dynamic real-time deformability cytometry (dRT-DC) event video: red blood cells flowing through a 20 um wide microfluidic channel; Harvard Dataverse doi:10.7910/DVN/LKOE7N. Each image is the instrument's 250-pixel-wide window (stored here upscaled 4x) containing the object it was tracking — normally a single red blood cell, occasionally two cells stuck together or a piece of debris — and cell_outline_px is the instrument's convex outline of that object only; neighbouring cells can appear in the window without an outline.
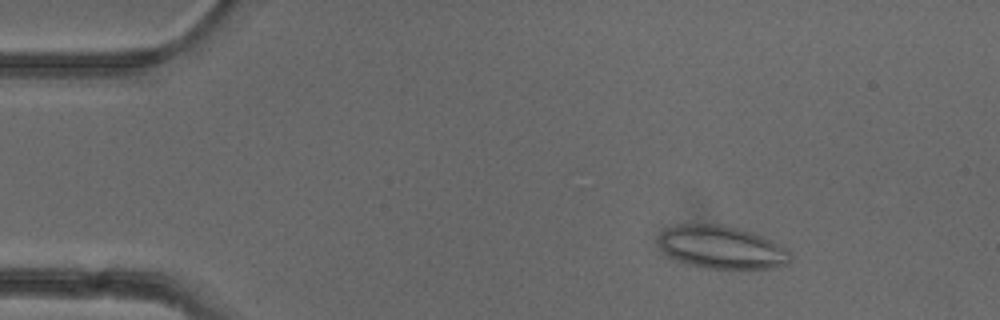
{"species": "common noctule bat (a hibernating species)", "species_latin": "Nyctalus noctula", "temperature_condition": "cold", "stored_images_in_passage": 52, "camera_frame_rate_fps": 3000, "um_per_image_px": 0.085, "animal": {"sex": "female"}, "frame": {"image": 1, "passage_image": 7, "time_ms": 2.0, "image_size_px": [1000, 320], "cell_outline_px": [[792, 260], [788, 264], [776, 268], [708, 268], [692, 264], [680, 260], [664, 252], [660, 244], [660, 236], [668, 228], [676, 224], [724, 224], [740, 228], [752, 232], [784, 248], [792, 256]], "centroid_in_image_um": [61.38, 21.01], "position_along_channel_um": 23.6, "area_um2": 32.25}}
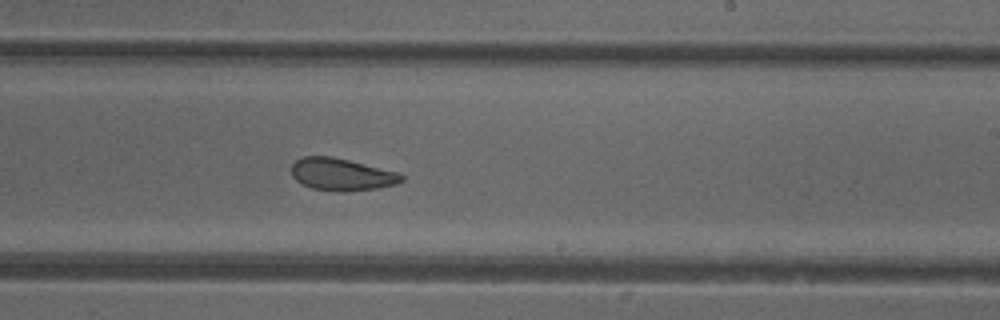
{"frame": {"image": 2, "passage_image": 31, "time_ms": 10.0, "image_size_px": [1000, 320], "cell_outline_px": [[404, 180], [396, 184], [376, 188], [340, 192], [312, 188], [296, 180], [292, 176], [292, 164], [296, 160], [304, 156], [332, 156], [400, 172], [404, 176]], "centroid_in_image_um": [29.06, 14.82], "position_along_channel_um": 259.9, "area_um2": 20.69}}
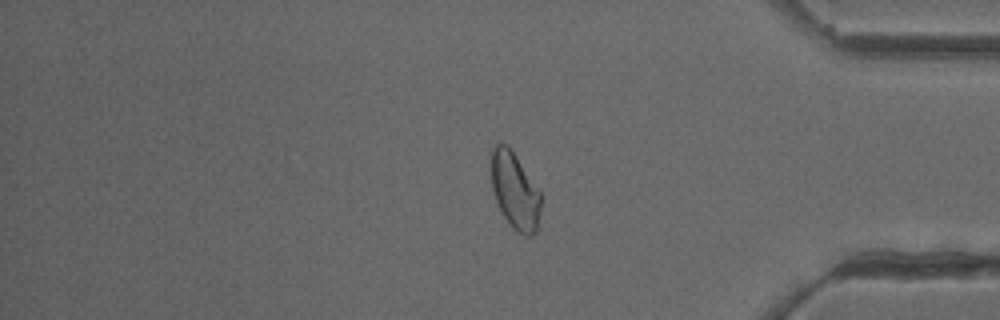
{"frame": {"image": 3, "passage_image": 43, "time_ms": 14.0, "image_size_px": [1000, 320], "cell_outline_px": [[540, 212], [536, 232], [532, 236], [524, 236], [512, 228], [504, 216], [496, 200], [492, 188], [492, 144], [500, 140], [512, 152], [540, 192]], "centroid_in_image_um": [43.75, 16.24], "position_along_channel_um": 391.4, "area_um2": 21.73}, "authors_computed_cell_mechanics": {"area_um2": 23.4379, "velocity_mm_per_s": 3.9029, "shape_relaxation_time_tau1_ms": null, "shape_relaxation_time_tau2_ms": 2.2119, "deformation_change_tau1": null, "deformation_change_tau2": 0.0852}}